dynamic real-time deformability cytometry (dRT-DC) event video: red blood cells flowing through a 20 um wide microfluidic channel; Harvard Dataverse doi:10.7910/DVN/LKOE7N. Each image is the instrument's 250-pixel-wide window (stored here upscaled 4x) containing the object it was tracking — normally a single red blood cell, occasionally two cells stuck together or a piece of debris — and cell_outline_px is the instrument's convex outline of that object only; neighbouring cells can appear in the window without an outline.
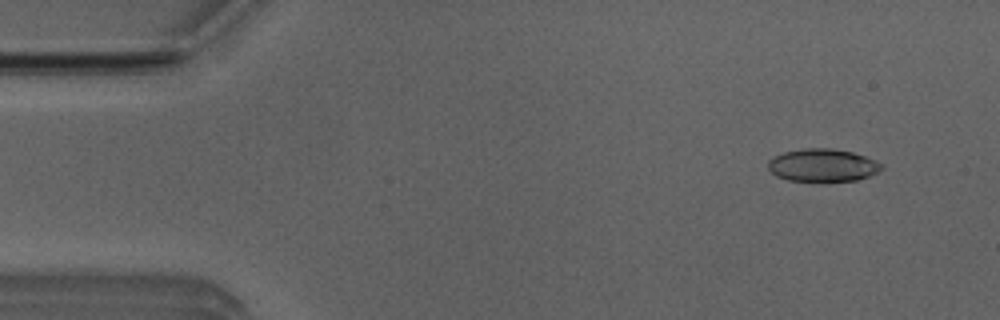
{"species": "Egyptian fruit bat (a non-hibernating species)", "species_latin": "Rousettus aegyptiacus", "temperature_condition": "room temperature", "stored_images_in_passage": 51, "camera_frame_rate_fps": 3000, "um_per_image_px": 0.085, "animal": {"sex": "male"}, "frame": {"image": 1, "passage_image": 4, "time_ms": 1.0, "image_size_px": [1000, 320], "cell_outline_px": [[884, 168], [868, 176], [856, 180], [820, 184], [788, 180], [776, 176], [768, 168], [768, 160], [784, 152], [808, 148], [832, 148], [852, 152], [876, 160]], "centroid_in_image_um": [69.91, 14.09], "position_along_channel_um": 15.1, "area_um2": 22.2}}
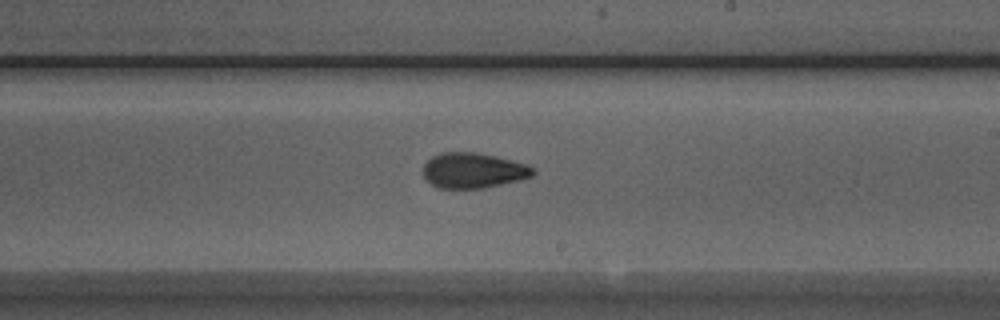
{"frame": {"image": 2, "passage_image": 29, "time_ms": 9.333, "image_size_px": [1000, 320], "cell_outline_px": [[536, 172], [532, 176], [520, 180], [484, 188], [440, 188], [432, 184], [424, 176], [424, 164], [432, 156], [440, 152], [476, 152], [496, 156], [528, 164], [536, 168]], "centroid_in_image_um": [40.27, 14.48], "position_along_channel_um": 248.7, "area_um2": 22.72}}
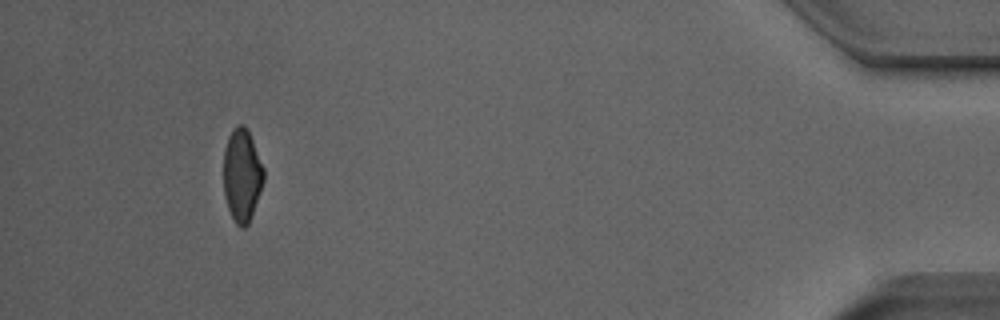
{"frame": {"image": 3, "passage_image": 47, "time_ms": 15.333, "image_size_px": [1000, 320], "cell_outline_px": [[264, 180], [248, 224], [244, 228], [240, 228], [236, 224], [228, 208], [224, 196], [224, 148], [228, 136], [236, 124], [244, 124], [252, 140], [264, 168]], "centroid_in_image_um": [20.55, 14.88], "position_along_channel_um": 414.6, "area_um2": 21.56}, "authors_computed_cell_mechanics": {"area_um2": 22.5998, "velocity_mm_per_s": 3.9863, "shape_relaxation_time_tau1_ms": 7.9113, "shape_relaxation_time_tau2_ms": 1.9072, "deformation_change_tau1": 0.1859, "deformation_change_tau2": 0.0867}}